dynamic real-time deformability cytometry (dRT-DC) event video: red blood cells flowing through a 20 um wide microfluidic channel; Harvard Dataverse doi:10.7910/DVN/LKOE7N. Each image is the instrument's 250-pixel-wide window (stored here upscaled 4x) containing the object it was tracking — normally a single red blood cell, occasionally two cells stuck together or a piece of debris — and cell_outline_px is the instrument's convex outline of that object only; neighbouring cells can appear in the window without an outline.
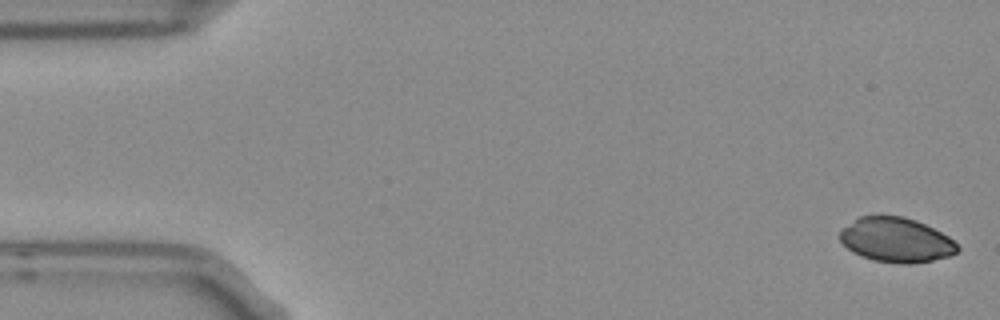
{"species": "Egyptian fruit bat (a non-hibernating species)", "species_latin": "Rousettus aegyptiacus", "temperature_condition": "room temperature", "stored_images_in_passage": 4, "camera_frame_rate_fps": 3000, "um_per_image_px": 0.085, "frame": {"image": 1, "passage_image": 1, "time_ms": 0.0, "image_size_px": [1000, 320], "cell_outline_px": [[960, 248], [956, 252], [948, 256], [932, 260], [908, 264], [900, 264], [872, 260], [860, 256], [852, 252], [840, 240], [840, 232], [844, 228], [860, 216], [904, 216], [916, 220], [948, 236]], "centroid_in_image_um": [76.17, 20.41], "position_along_channel_um": 8.8, "area_um2": 30.23}}
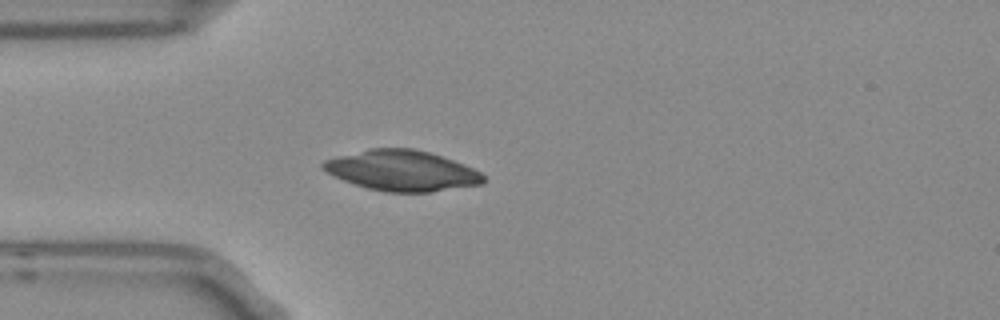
{"frame": {"image": 2, "passage_image": 4, "time_ms": 1.0, "image_size_px": [1000, 320], "cell_outline_px": [[488, 180], [484, 184], [432, 192], [384, 192], [368, 188], [344, 180], [328, 172], [320, 164], [324, 160], [368, 148], [412, 148], [428, 152], [464, 164], [480, 172]], "centroid_in_image_um": [34.21, 14.51], "position_along_channel_um": 50.8, "area_um2": 37.69}}